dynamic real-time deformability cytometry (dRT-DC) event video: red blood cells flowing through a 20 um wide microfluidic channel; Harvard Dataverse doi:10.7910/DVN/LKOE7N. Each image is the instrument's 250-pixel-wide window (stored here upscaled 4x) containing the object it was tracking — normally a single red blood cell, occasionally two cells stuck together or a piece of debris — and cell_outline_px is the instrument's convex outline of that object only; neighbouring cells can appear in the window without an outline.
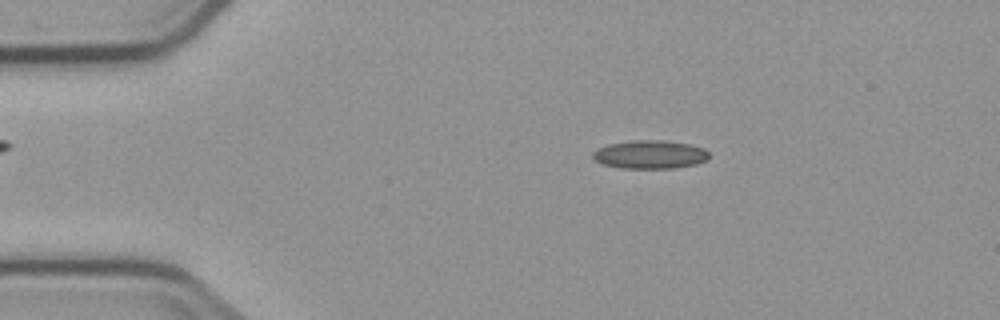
{"species": "common noctule bat (a hibernating species)", "species_latin": "Nyctalus noctula", "temperature_condition": "cold", "stored_images_in_passage": 4, "camera_frame_rate_fps": 3000, "um_per_image_px": 0.085, "animal": {"sex": "male", "body_mass_g": 23.1, "forearm_length_mm": 52.7}, "frame": {"image": 1, "passage_image": 2, "time_ms": 1.333, "image_size_px": [1000, 320], "cell_outline_px": [[708, 160], [696, 164], [676, 168], [620, 168], [604, 164], [596, 160], [592, 156], [592, 152], [608, 144], [636, 140], [664, 140], [688, 144], [704, 148], [708, 152]], "centroid_in_image_um": [55.28, 13.13], "position_along_channel_um": 29.7, "area_um2": 19.13}}
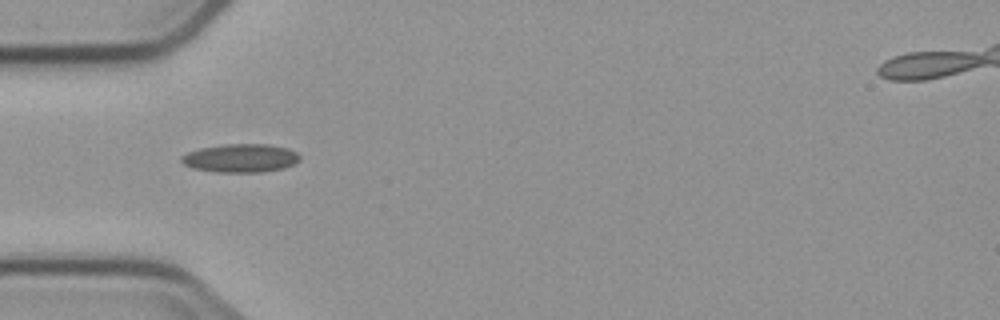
{"frame": {"image": 2, "passage_image": 4, "time_ms": 3.667, "image_size_px": [1000, 320], "cell_outline_px": [[300, 160], [296, 164], [284, 168], [264, 172], [216, 172], [192, 168], [184, 164], [180, 160], [180, 156], [188, 152], [200, 148], [224, 144], [268, 144], [288, 148], [296, 152], [300, 156]], "centroid_in_image_um": [20.47, 13.44], "position_along_channel_um": 64.5, "area_um2": 19.83}}